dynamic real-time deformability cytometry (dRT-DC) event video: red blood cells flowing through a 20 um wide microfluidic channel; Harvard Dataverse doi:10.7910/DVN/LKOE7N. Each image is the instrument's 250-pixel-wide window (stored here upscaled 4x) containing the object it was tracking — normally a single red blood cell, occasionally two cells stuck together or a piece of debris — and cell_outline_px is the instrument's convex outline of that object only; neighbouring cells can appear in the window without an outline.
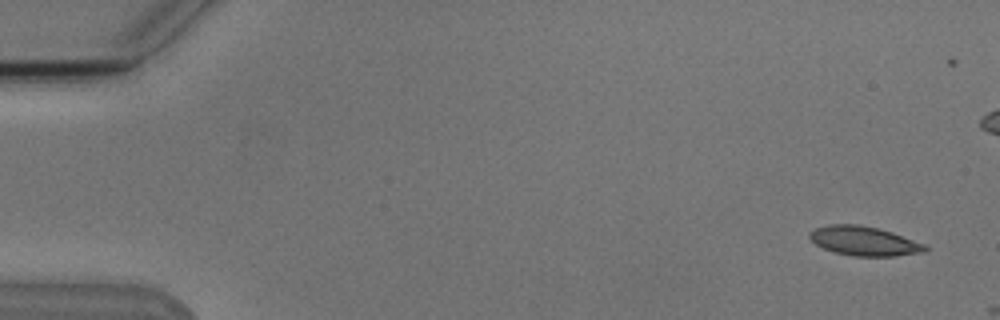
{"species": "Egyptian fruit bat (a non-hibernating species)", "species_latin": "Rousettus aegyptiacus", "temperature_condition": "cold", "stored_images_in_passage": 5, "segment_of_instrument_passage": [2, 2], "camera_frame_rate_fps": 3000, "um_per_image_px": 0.085, "animal": {"sex": "male"}, "frame": {"image": 1, "passage_image": 5, "time_ms": 5.667, "image_size_px": [1000, 320], "cell_outline_px": [[928, 252], [896, 256], [852, 256], [836, 252], [824, 248], [816, 244], [808, 236], [808, 232], [816, 228], [828, 224], [860, 224], [892, 232], [924, 244], [928, 248]], "centroid_in_image_um": [73.46, 20.49], "position_along_channel_um": 11.5, "area_um2": 19.71}}